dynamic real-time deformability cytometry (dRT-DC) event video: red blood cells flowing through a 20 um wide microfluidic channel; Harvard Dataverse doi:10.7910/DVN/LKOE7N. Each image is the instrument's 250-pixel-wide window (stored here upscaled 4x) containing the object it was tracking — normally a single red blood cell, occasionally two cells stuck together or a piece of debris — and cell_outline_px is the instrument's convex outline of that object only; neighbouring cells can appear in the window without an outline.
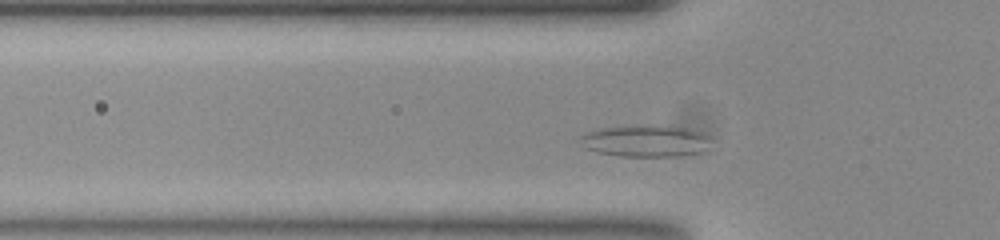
{"species": "common noctule bat (a hibernating species)", "species_latin": "Nyctalus noctula", "temperature_condition": "room temperature", "stored_images_in_passage": 37, "camera_frame_rate_fps": 3000, "um_per_image_px": 0.085, "animal": {"sex": "female", "body_mass_g": 23.0, "forearm_length_mm": 53.4}, "frame": {"image": 1, "passage_image": 7, "time_ms": 2.0, "image_size_px": [1000, 240], "cell_outline_px": [[708, 136], [700, 152], [680, 156], [620, 156], [596, 152], [584, 148], [584, 136], [588, 132], [604, 128], [688, 128], [700, 132]], "centroid_in_image_um": [54.85, 12.04], "position_along_channel_um": 71.0, "area_um2": 22.31}}
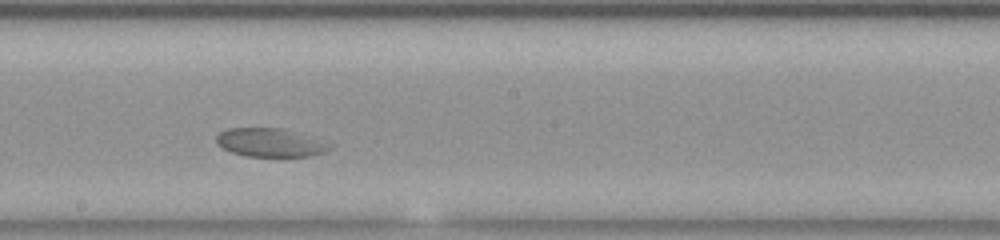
{"frame": {"image": 2, "passage_image": 20, "time_ms": 6.333, "image_size_px": [1000, 240], "cell_outline_px": [[336, 144], [332, 148], [324, 152], [308, 156], [244, 156], [232, 152], [216, 144], [216, 136], [220, 132], [228, 128], [280, 128]], "centroid_in_image_um": [22.98, 12.12], "position_along_channel_um": 225.2, "area_um2": 18.79}}
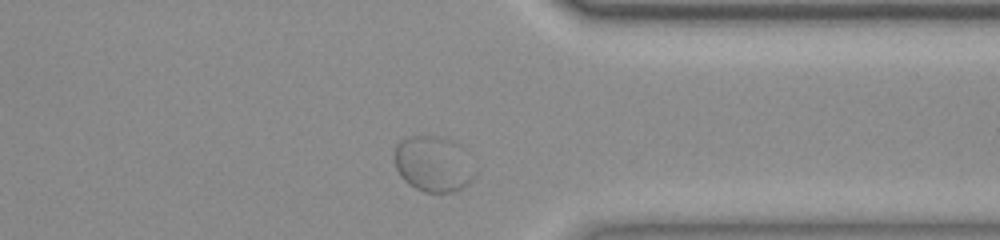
{"frame": {"image": 3, "passage_image": 33, "time_ms": 10.667, "image_size_px": [1000, 240], "cell_outline_px": [[476, 176], [468, 184], [452, 192], [424, 192], [408, 184], [400, 176], [396, 168], [396, 144], [400, 140], [412, 136], [444, 136], [460, 144], [464, 148], [476, 172]], "centroid_in_image_um": [36.87, 13.92], "position_along_channel_um": 374.5, "area_um2": 26.3}}